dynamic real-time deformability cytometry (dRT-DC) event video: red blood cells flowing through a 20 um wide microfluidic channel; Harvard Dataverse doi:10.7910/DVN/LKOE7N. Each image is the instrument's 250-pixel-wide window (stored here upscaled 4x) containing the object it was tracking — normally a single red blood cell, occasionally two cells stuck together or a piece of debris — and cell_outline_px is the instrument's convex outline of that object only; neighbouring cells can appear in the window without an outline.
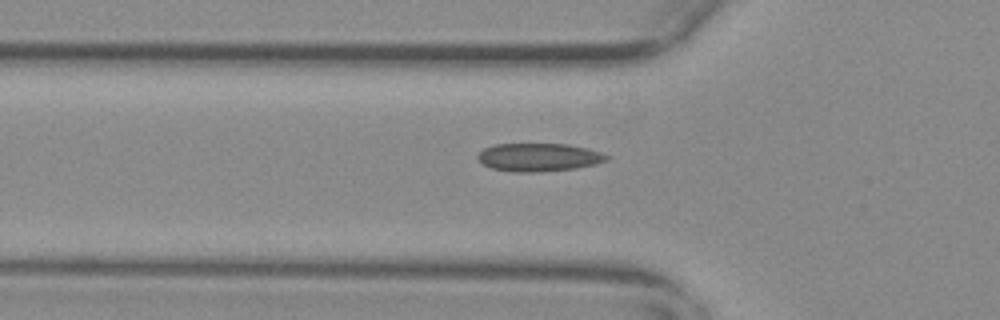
{"species": "common noctule bat (a hibernating species)", "species_latin": "Nyctalus noctula", "temperature_condition": "warm", "stored_images_in_passage": 41, "camera_frame_rate_fps": 3000, "um_per_image_px": 0.085, "animal": {"sex": "female", "body_mass_g": 29.2, "forearm_length_mm": 56.3}, "frame": {"image": 1, "passage_image": 10, "time_ms": 3.0, "image_size_px": [1000, 320], "cell_outline_px": [[612, 156], [608, 160], [596, 164], [576, 168], [544, 172], [512, 172], [492, 168], [484, 164], [476, 156], [484, 148], [496, 144], [568, 144], [588, 148]], "centroid_in_image_um": [45.84, 13.37], "position_along_channel_um": 80.0, "area_um2": 21.27}}
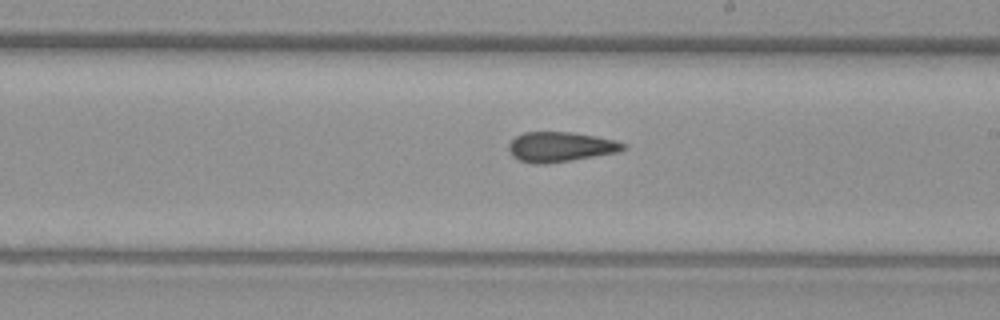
{"frame": {"image": 2, "passage_image": 23, "time_ms": 7.333, "image_size_px": [1000, 320], "cell_outline_px": [[628, 148], [616, 152], [572, 160], [544, 164], [532, 164], [520, 160], [512, 156], [508, 148], [508, 144], [516, 136], [524, 132], [572, 132], [596, 136], [616, 140], [628, 144]], "centroid_in_image_um": [47.65, 12.48], "position_along_channel_um": 241.4, "area_um2": 20.06}}
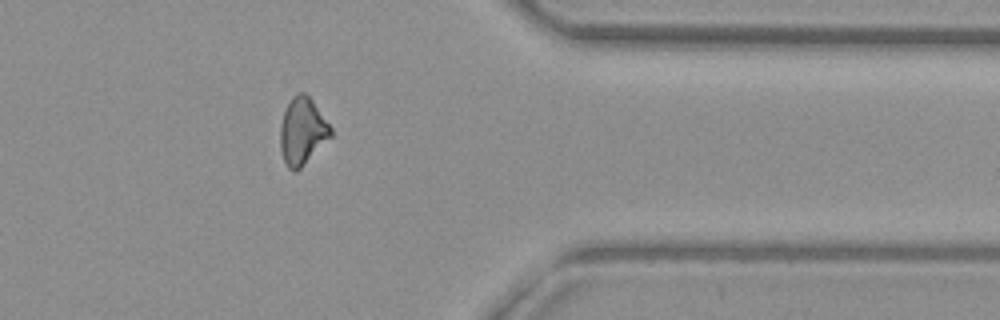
{"frame": {"image": 3, "passage_image": 36, "time_ms": 11.667, "image_size_px": [1000, 320], "cell_outline_px": [[332, 136], [296, 172], [292, 172], [288, 168], [284, 160], [280, 148], [280, 124], [284, 112], [292, 96], [300, 92], [304, 92], [312, 100], [332, 128]], "centroid_in_image_um": [25.69, 11.16], "position_along_channel_um": 385.7, "area_um2": 19.59}, "authors_computed_cell_mechanics": {"area_um2": 19.652, "velocity_mm_per_s": 3.7065, "shape_relaxation_time_tau1_ms": null, "shape_relaxation_time_tau2_ms": 3.8564, "deformation_change_tau1": null, "deformation_change_tau2": 0.1046}}